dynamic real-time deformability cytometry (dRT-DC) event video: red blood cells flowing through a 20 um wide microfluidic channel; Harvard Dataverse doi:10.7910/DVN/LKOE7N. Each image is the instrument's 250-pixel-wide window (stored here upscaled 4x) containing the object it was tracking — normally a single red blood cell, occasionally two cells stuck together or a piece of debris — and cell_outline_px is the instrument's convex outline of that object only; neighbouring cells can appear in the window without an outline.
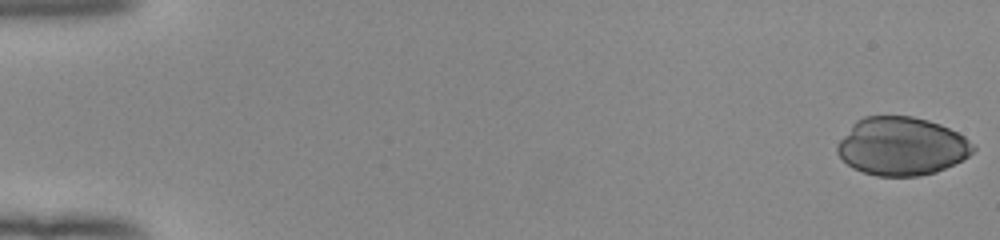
{"species": "human", "species_latin": "Homo sapiens", "temperature_condition": "room temperature", "stored_images_in_passage": 53, "camera_frame_rate_fps": 3000, "um_per_image_px": 0.085, "donor": {"sex": "female"}, "frame": {"image": 1, "passage_image": 1, "time_ms": 0.0, "image_size_px": [1000, 240], "cell_outline_px": [[976, 148], [964, 160], [936, 172], [920, 176], [876, 176], [852, 168], [836, 152], [836, 144], [852, 124], [856, 120], [864, 116], [912, 116], [928, 120], [940, 124], [964, 136], [976, 144]], "centroid_in_image_um": [76.65, 12.43], "position_along_channel_um": 8.3, "area_um2": 46.36}}
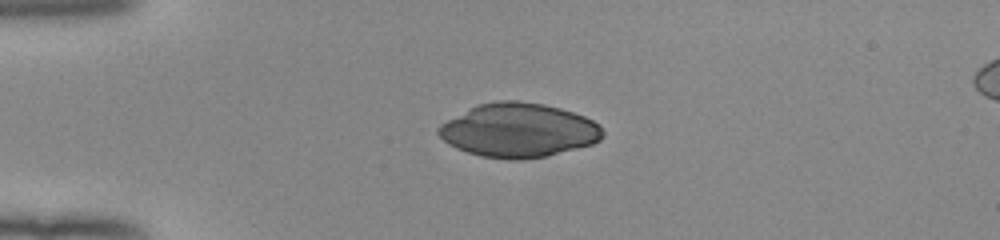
{"frame": {"image": 2, "passage_image": 14, "time_ms": 4.333, "image_size_px": [1000, 240], "cell_outline_px": [[604, 136], [600, 140], [592, 144], [544, 156], [520, 160], [508, 160], [480, 156], [456, 148], [448, 144], [436, 132], [436, 128], [440, 124], [476, 104], [500, 100], [516, 100], [544, 104], [560, 108], [584, 116], [592, 120], [604, 132]], "centroid_in_image_um": [44.04, 11.07], "position_along_channel_um": 41.0, "area_um2": 51.62}}
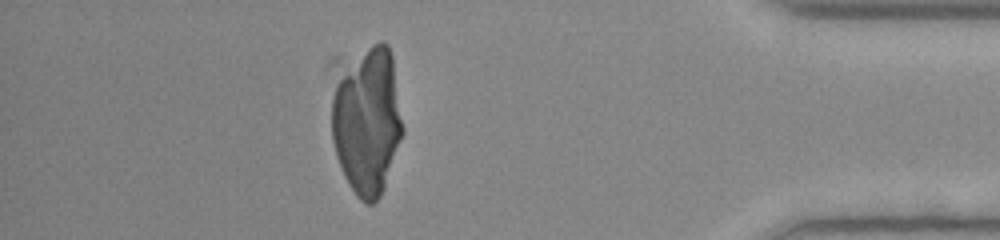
{"frame": {"image": 3, "passage_image": 47, "time_ms": 15.333, "image_size_px": [1000, 240], "cell_outline_px": [[404, 132], [384, 188], [380, 196], [372, 204], [364, 204], [356, 196], [348, 184], [344, 176], [336, 156], [332, 140], [332, 100], [336, 88], [340, 80], [368, 48], [372, 44], [380, 40], [384, 40], [388, 44], [392, 56], [404, 128]], "centroid_in_image_um": [31.26, 10.4], "position_along_channel_um": 403.9, "area_um2": 60.0}}